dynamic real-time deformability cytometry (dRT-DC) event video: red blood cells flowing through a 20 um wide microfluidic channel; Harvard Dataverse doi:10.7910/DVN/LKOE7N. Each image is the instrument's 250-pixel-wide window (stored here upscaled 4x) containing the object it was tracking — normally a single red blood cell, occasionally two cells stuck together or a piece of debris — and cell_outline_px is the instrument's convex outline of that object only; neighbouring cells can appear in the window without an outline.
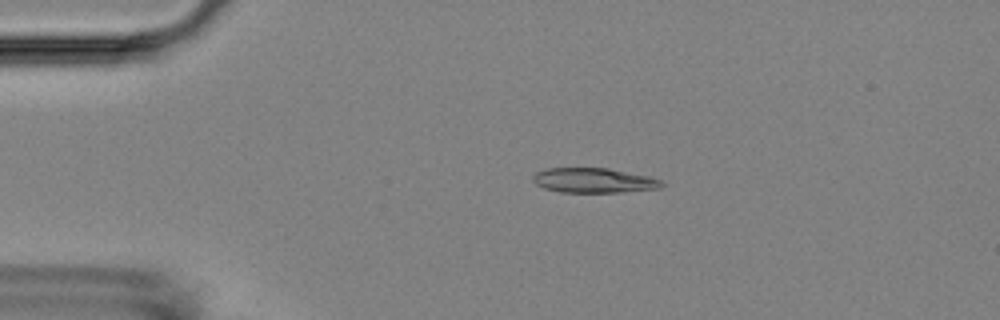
{"species": "Egyptian fruit bat (a non-hibernating species)", "species_latin": "Rousettus aegyptiacus", "temperature_condition": "room temperature", "stored_images_in_passage": 5, "camera_frame_rate_fps": 3000, "um_per_image_px": 0.085, "animal": {"sex": "female"}, "frame": {"image": 1, "passage_image": 4, "time_ms": 3.333, "image_size_px": [1000, 320], "cell_outline_px": [[664, 184], [660, 188], [620, 192], [560, 192], [544, 188], [536, 184], [532, 180], [532, 176], [536, 172], [544, 168], [608, 168], [648, 176], [660, 180]], "centroid_in_image_um": [50.42, 15.33], "position_along_channel_um": 34.6, "area_um2": 18.55}}